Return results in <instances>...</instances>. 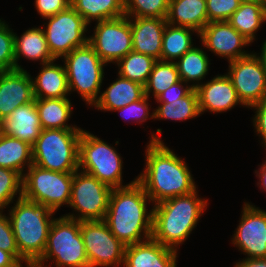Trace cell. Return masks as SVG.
I'll use <instances>...</instances> for the list:
<instances>
[{"instance_id": "16", "label": "cell", "mask_w": 266, "mask_h": 267, "mask_svg": "<svg viewBox=\"0 0 266 267\" xmlns=\"http://www.w3.org/2000/svg\"><path fill=\"white\" fill-rule=\"evenodd\" d=\"M198 38L205 49L220 58L233 61L251 53L245 50L251 45L242 34L236 31L227 21L209 22L200 31Z\"/></svg>"}, {"instance_id": "29", "label": "cell", "mask_w": 266, "mask_h": 267, "mask_svg": "<svg viewBox=\"0 0 266 267\" xmlns=\"http://www.w3.org/2000/svg\"><path fill=\"white\" fill-rule=\"evenodd\" d=\"M204 50H206L204 46L203 48L194 46L175 62L179 78L193 89L203 83L202 81L209 72L211 63Z\"/></svg>"}, {"instance_id": "8", "label": "cell", "mask_w": 266, "mask_h": 267, "mask_svg": "<svg viewBox=\"0 0 266 267\" xmlns=\"http://www.w3.org/2000/svg\"><path fill=\"white\" fill-rule=\"evenodd\" d=\"M61 60L66 69L70 94L76 91L86 104L93 106L100 96L107 65L88 43L66 54Z\"/></svg>"}, {"instance_id": "28", "label": "cell", "mask_w": 266, "mask_h": 267, "mask_svg": "<svg viewBox=\"0 0 266 267\" xmlns=\"http://www.w3.org/2000/svg\"><path fill=\"white\" fill-rule=\"evenodd\" d=\"M32 164V146L18 138L1 133L0 167L15 170L23 176Z\"/></svg>"}, {"instance_id": "36", "label": "cell", "mask_w": 266, "mask_h": 267, "mask_svg": "<svg viewBox=\"0 0 266 267\" xmlns=\"http://www.w3.org/2000/svg\"><path fill=\"white\" fill-rule=\"evenodd\" d=\"M22 180L23 176L19 172L0 167V210L9 208L22 197Z\"/></svg>"}, {"instance_id": "46", "label": "cell", "mask_w": 266, "mask_h": 267, "mask_svg": "<svg viewBox=\"0 0 266 267\" xmlns=\"http://www.w3.org/2000/svg\"><path fill=\"white\" fill-rule=\"evenodd\" d=\"M259 166L260 167L254 172L258 179L256 185L260 187V190L266 192V160H264L263 163L260 164Z\"/></svg>"}, {"instance_id": "13", "label": "cell", "mask_w": 266, "mask_h": 267, "mask_svg": "<svg viewBox=\"0 0 266 267\" xmlns=\"http://www.w3.org/2000/svg\"><path fill=\"white\" fill-rule=\"evenodd\" d=\"M93 29L88 44L106 65L116 64L133 50L131 25L126 15L96 22Z\"/></svg>"}, {"instance_id": "20", "label": "cell", "mask_w": 266, "mask_h": 267, "mask_svg": "<svg viewBox=\"0 0 266 267\" xmlns=\"http://www.w3.org/2000/svg\"><path fill=\"white\" fill-rule=\"evenodd\" d=\"M133 51L161 60L165 18L129 17Z\"/></svg>"}, {"instance_id": "10", "label": "cell", "mask_w": 266, "mask_h": 267, "mask_svg": "<svg viewBox=\"0 0 266 267\" xmlns=\"http://www.w3.org/2000/svg\"><path fill=\"white\" fill-rule=\"evenodd\" d=\"M111 191L110 186L94 176L76 170L73 173L71 199L68 205L75 213L63 216L78 221L104 220Z\"/></svg>"}, {"instance_id": "14", "label": "cell", "mask_w": 266, "mask_h": 267, "mask_svg": "<svg viewBox=\"0 0 266 267\" xmlns=\"http://www.w3.org/2000/svg\"><path fill=\"white\" fill-rule=\"evenodd\" d=\"M228 63L226 75L245 107L250 108L266 98V71L257 52Z\"/></svg>"}, {"instance_id": "41", "label": "cell", "mask_w": 266, "mask_h": 267, "mask_svg": "<svg viewBox=\"0 0 266 267\" xmlns=\"http://www.w3.org/2000/svg\"><path fill=\"white\" fill-rule=\"evenodd\" d=\"M35 9L42 19L56 15L70 6V0H35Z\"/></svg>"}, {"instance_id": "11", "label": "cell", "mask_w": 266, "mask_h": 267, "mask_svg": "<svg viewBox=\"0 0 266 267\" xmlns=\"http://www.w3.org/2000/svg\"><path fill=\"white\" fill-rule=\"evenodd\" d=\"M45 19L47 23L44 22L43 31L49 51L56 60L88 43L89 25L71 5Z\"/></svg>"}, {"instance_id": "38", "label": "cell", "mask_w": 266, "mask_h": 267, "mask_svg": "<svg viewBox=\"0 0 266 267\" xmlns=\"http://www.w3.org/2000/svg\"><path fill=\"white\" fill-rule=\"evenodd\" d=\"M149 99L150 98L145 95L142 99L134 101L120 109L113 110V112L118 111L124 121H134L136 124H142L143 122H146L148 118L154 119V112L151 114L149 112L151 109V105L148 103Z\"/></svg>"}, {"instance_id": "45", "label": "cell", "mask_w": 266, "mask_h": 267, "mask_svg": "<svg viewBox=\"0 0 266 267\" xmlns=\"http://www.w3.org/2000/svg\"><path fill=\"white\" fill-rule=\"evenodd\" d=\"M234 267H266V258L246 259L234 263Z\"/></svg>"}, {"instance_id": "27", "label": "cell", "mask_w": 266, "mask_h": 267, "mask_svg": "<svg viewBox=\"0 0 266 267\" xmlns=\"http://www.w3.org/2000/svg\"><path fill=\"white\" fill-rule=\"evenodd\" d=\"M42 129H82L69 125L73 114L72 102L68 98L35 99Z\"/></svg>"}, {"instance_id": "24", "label": "cell", "mask_w": 266, "mask_h": 267, "mask_svg": "<svg viewBox=\"0 0 266 267\" xmlns=\"http://www.w3.org/2000/svg\"><path fill=\"white\" fill-rule=\"evenodd\" d=\"M15 69H24L18 62L24 57L31 61H40V65L56 60L50 53L43 27L27 29L19 37L14 35Z\"/></svg>"}, {"instance_id": "1", "label": "cell", "mask_w": 266, "mask_h": 267, "mask_svg": "<svg viewBox=\"0 0 266 267\" xmlns=\"http://www.w3.org/2000/svg\"><path fill=\"white\" fill-rule=\"evenodd\" d=\"M162 129L149 137L145 165L136 181L143 187L152 206L164 200L187 195L198 187L186 161L161 140ZM158 135V136H157Z\"/></svg>"}, {"instance_id": "2", "label": "cell", "mask_w": 266, "mask_h": 267, "mask_svg": "<svg viewBox=\"0 0 266 267\" xmlns=\"http://www.w3.org/2000/svg\"><path fill=\"white\" fill-rule=\"evenodd\" d=\"M149 202L151 199L137 181L126 187L112 188L104 221L125 246L152 237L153 207L148 210Z\"/></svg>"}, {"instance_id": "33", "label": "cell", "mask_w": 266, "mask_h": 267, "mask_svg": "<svg viewBox=\"0 0 266 267\" xmlns=\"http://www.w3.org/2000/svg\"><path fill=\"white\" fill-rule=\"evenodd\" d=\"M156 61L149 55L132 50L115 65L118 66L119 76L145 86Z\"/></svg>"}, {"instance_id": "39", "label": "cell", "mask_w": 266, "mask_h": 267, "mask_svg": "<svg viewBox=\"0 0 266 267\" xmlns=\"http://www.w3.org/2000/svg\"><path fill=\"white\" fill-rule=\"evenodd\" d=\"M240 3L241 0H206L208 23L228 21Z\"/></svg>"}, {"instance_id": "30", "label": "cell", "mask_w": 266, "mask_h": 267, "mask_svg": "<svg viewBox=\"0 0 266 267\" xmlns=\"http://www.w3.org/2000/svg\"><path fill=\"white\" fill-rule=\"evenodd\" d=\"M159 105L154 110V120L186 121L201 116L196 90L178 100H155Z\"/></svg>"}, {"instance_id": "35", "label": "cell", "mask_w": 266, "mask_h": 267, "mask_svg": "<svg viewBox=\"0 0 266 267\" xmlns=\"http://www.w3.org/2000/svg\"><path fill=\"white\" fill-rule=\"evenodd\" d=\"M127 17L167 18L169 0H124Z\"/></svg>"}, {"instance_id": "9", "label": "cell", "mask_w": 266, "mask_h": 267, "mask_svg": "<svg viewBox=\"0 0 266 267\" xmlns=\"http://www.w3.org/2000/svg\"><path fill=\"white\" fill-rule=\"evenodd\" d=\"M72 182L73 173L56 172L32 164L23 175L22 197L57 212L61 206L68 207Z\"/></svg>"}, {"instance_id": "15", "label": "cell", "mask_w": 266, "mask_h": 267, "mask_svg": "<svg viewBox=\"0 0 266 267\" xmlns=\"http://www.w3.org/2000/svg\"><path fill=\"white\" fill-rule=\"evenodd\" d=\"M242 206L232 244L246 259L266 258V211L246 201Z\"/></svg>"}, {"instance_id": "37", "label": "cell", "mask_w": 266, "mask_h": 267, "mask_svg": "<svg viewBox=\"0 0 266 267\" xmlns=\"http://www.w3.org/2000/svg\"><path fill=\"white\" fill-rule=\"evenodd\" d=\"M15 32L0 18V71L15 70Z\"/></svg>"}, {"instance_id": "31", "label": "cell", "mask_w": 266, "mask_h": 267, "mask_svg": "<svg viewBox=\"0 0 266 267\" xmlns=\"http://www.w3.org/2000/svg\"><path fill=\"white\" fill-rule=\"evenodd\" d=\"M198 32L187 27L166 24L162 37L161 60L176 62L195 45L192 35Z\"/></svg>"}, {"instance_id": "18", "label": "cell", "mask_w": 266, "mask_h": 267, "mask_svg": "<svg viewBox=\"0 0 266 267\" xmlns=\"http://www.w3.org/2000/svg\"><path fill=\"white\" fill-rule=\"evenodd\" d=\"M194 89L198 97L200 114H204L205 111L223 113L233 109L236 105L245 107L239 100L232 81L226 73L218 74Z\"/></svg>"}, {"instance_id": "6", "label": "cell", "mask_w": 266, "mask_h": 267, "mask_svg": "<svg viewBox=\"0 0 266 267\" xmlns=\"http://www.w3.org/2000/svg\"><path fill=\"white\" fill-rule=\"evenodd\" d=\"M49 261L56 267H89L80 221L63 215L54 219L43 255L33 267H48Z\"/></svg>"}, {"instance_id": "12", "label": "cell", "mask_w": 266, "mask_h": 267, "mask_svg": "<svg viewBox=\"0 0 266 267\" xmlns=\"http://www.w3.org/2000/svg\"><path fill=\"white\" fill-rule=\"evenodd\" d=\"M89 267H123L126 246L104 220L80 221Z\"/></svg>"}, {"instance_id": "32", "label": "cell", "mask_w": 266, "mask_h": 267, "mask_svg": "<svg viewBox=\"0 0 266 267\" xmlns=\"http://www.w3.org/2000/svg\"><path fill=\"white\" fill-rule=\"evenodd\" d=\"M70 5L88 25L125 15L124 0H70Z\"/></svg>"}, {"instance_id": "4", "label": "cell", "mask_w": 266, "mask_h": 267, "mask_svg": "<svg viewBox=\"0 0 266 267\" xmlns=\"http://www.w3.org/2000/svg\"><path fill=\"white\" fill-rule=\"evenodd\" d=\"M15 202L7 214L20 256L33 267L43 255L56 212L24 197Z\"/></svg>"}, {"instance_id": "5", "label": "cell", "mask_w": 266, "mask_h": 267, "mask_svg": "<svg viewBox=\"0 0 266 267\" xmlns=\"http://www.w3.org/2000/svg\"><path fill=\"white\" fill-rule=\"evenodd\" d=\"M83 129H42L32 145L33 164L43 169L74 173L79 169V140Z\"/></svg>"}, {"instance_id": "22", "label": "cell", "mask_w": 266, "mask_h": 267, "mask_svg": "<svg viewBox=\"0 0 266 267\" xmlns=\"http://www.w3.org/2000/svg\"><path fill=\"white\" fill-rule=\"evenodd\" d=\"M52 62L42 64L38 75L32 79L35 99L68 98V78L64 64Z\"/></svg>"}, {"instance_id": "19", "label": "cell", "mask_w": 266, "mask_h": 267, "mask_svg": "<svg viewBox=\"0 0 266 267\" xmlns=\"http://www.w3.org/2000/svg\"><path fill=\"white\" fill-rule=\"evenodd\" d=\"M178 251L152 237L125 248L123 267H177Z\"/></svg>"}, {"instance_id": "34", "label": "cell", "mask_w": 266, "mask_h": 267, "mask_svg": "<svg viewBox=\"0 0 266 267\" xmlns=\"http://www.w3.org/2000/svg\"><path fill=\"white\" fill-rule=\"evenodd\" d=\"M180 80L175 62L157 60L144 86L145 95L154 99ZM152 93V94H151Z\"/></svg>"}, {"instance_id": "3", "label": "cell", "mask_w": 266, "mask_h": 267, "mask_svg": "<svg viewBox=\"0 0 266 267\" xmlns=\"http://www.w3.org/2000/svg\"><path fill=\"white\" fill-rule=\"evenodd\" d=\"M208 199L199 197L198 188L153 205L152 238L176 251L196 228L206 211Z\"/></svg>"}, {"instance_id": "44", "label": "cell", "mask_w": 266, "mask_h": 267, "mask_svg": "<svg viewBox=\"0 0 266 267\" xmlns=\"http://www.w3.org/2000/svg\"><path fill=\"white\" fill-rule=\"evenodd\" d=\"M0 267H31L30 265H23L11 253L0 249Z\"/></svg>"}, {"instance_id": "42", "label": "cell", "mask_w": 266, "mask_h": 267, "mask_svg": "<svg viewBox=\"0 0 266 267\" xmlns=\"http://www.w3.org/2000/svg\"><path fill=\"white\" fill-rule=\"evenodd\" d=\"M249 109L255 110V115L252 119V124L254 126V129L256 130L257 136L259 135V138L261 140V146L266 148V98L262 100L260 103H257L253 106H251Z\"/></svg>"}, {"instance_id": "21", "label": "cell", "mask_w": 266, "mask_h": 267, "mask_svg": "<svg viewBox=\"0 0 266 267\" xmlns=\"http://www.w3.org/2000/svg\"><path fill=\"white\" fill-rule=\"evenodd\" d=\"M0 126L1 133L18 138L32 146L42 130L35 100L17 107L0 122Z\"/></svg>"}, {"instance_id": "40", "label": "cell", "mask_w": 266, "mask_h": 267, "mask_svg": "<svg viewBox=\"0 0 266 267\" xmlns=\"http://www.w3.org/2000/svg\"><path fill=\"white\" fill-rule=\"evenodd\" d=\"M3 212L4 210H0V249L11 253L19 262L24 263V265H29L20 256L9 216H6Z\"/></svg>"}, {"instance_id": "43", "label": "cell", "mask_w": 266, "mask_h": 267, "mask_svg": "<svg viewBox=\"0 0 266 267\" xmlns=\"http://www.w3.org/2000/svg\"><path fill=\"white\" fill-rule=\"evenodd\" d=\"M193 90L192 86L181 79L158 95L155 100H178L187 96Z\"/></svg>"}, {"instance_id": "47", "label": "cell", "mask_w": 266, "mask_h": 267, "mask_svg": "<svg viewBox=\"0 0 266 267\" xmlns=\"http://www.w3.org/2000/svg\"><path fill=\"white\" fill-rule=\"evenodd\" d=\"M260 51L261 52L257 53V55L260 57V59L263 63L264 69L266 71V40H264Z\"/></svg>"}, {"instance_id": "23", "label": "cell", "mask_w": 266, "mask_h": 267, "mask_svg": "<svg viewBox=\"0 0 266 267\" xmlns=\"http://www.w3.org/2000/svg\"><path fill=\"white\" fill-rule=\"evenodd\" d=\"M117 76L118 78L100 93L92 108L94 107L98 111L113 112V110L120 109L145 96L143 85L119 75Z\"/></svg>"}, {"instance_id": "25", "label": "cell", "mask_w": 266, "mask_h": 267, "mask_svg": "<svg viewBox=\"0 0 266 267\" xmlns=\"http://www.w3.org/2000/svg\"><path fill=\"white\" fill-rule=\"evenodd\" d=\"M168 24L200 33L208 23L206 0H169Z\"/></svg>"}, {"instance_id": "17", "label": "cell", "mask_w": 266, "mask_h": 267, "mask_svg": "<svg viewBox=\"0 0 266 267\" xmlns=\"http://www.w3.org/2000/svg\"><path fill=\"white\" fill-rule=\"evenodd\" d=\"M34 100L31 74L27 70L0 71V122L17 107Z\"/></svg>"}, {"instance_id": "26", "label": "cell", "mask_w": 266, "mask_h": 267, "mask_svg": "<svg viewBox=\"0 0 266 267\" xmlns=\"http://www.w3.org/2000/svg\"><path fill=\"white\" fill-rule=\"evenodd\" d=\"M249 42L254 43L256 33L266 23V6L264 0L241 1L239 8L227 21Z\"/></svg>"}, {"instance_id": "7", "label": "cell", "mask_w": 266, "mask_h": 267, "mask_svg": "<svg viewBox=\"0 0 266 267\" xmlns=\"http://www.w3.org/2000/svg\"><path fill=\"white\" fill-rule=\"evenodd\" d=\"M117 149L83 129L79 140V170L86 172L111 188L133 184L136 178L123 185V160Z\"/></svg>"}]
</instances>
